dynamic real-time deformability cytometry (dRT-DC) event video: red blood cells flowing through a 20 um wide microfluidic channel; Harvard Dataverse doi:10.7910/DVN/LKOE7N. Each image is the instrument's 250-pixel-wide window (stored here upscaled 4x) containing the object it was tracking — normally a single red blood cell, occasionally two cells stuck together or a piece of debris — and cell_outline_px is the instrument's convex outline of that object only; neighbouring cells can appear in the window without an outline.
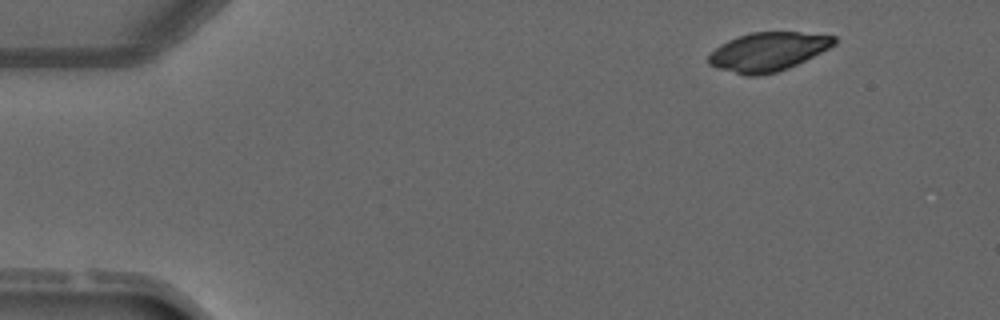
{"species": "common noctule bat (a hibernating species)", "species_latin": "Nyctalus noctula", "temperature_condition": "warm", "stored_images_in_passage": 3, "camera_frame_rate_fps": 3000, "um_per_image_px": 0.085, "animal": {"sex": "male", "forearm_length_mm": 52.5}, "frame": {"image": 1, "passage_image": 1, "time_ms": 0.0, "image_size_px": [1000, 320], "cell_outline_px": [[836, 44], [788, 68], [776, 72], [756, 76], [744, 76], [716, 68], [708, 64], [708, 56], [720, 44], [728, 40], [752, 32], [800, 32], [836, 36]], "centroid_in_image_um": [65.24, 4.4], "position_along_channel_um": 19.8, "area_um2": 28.21}}